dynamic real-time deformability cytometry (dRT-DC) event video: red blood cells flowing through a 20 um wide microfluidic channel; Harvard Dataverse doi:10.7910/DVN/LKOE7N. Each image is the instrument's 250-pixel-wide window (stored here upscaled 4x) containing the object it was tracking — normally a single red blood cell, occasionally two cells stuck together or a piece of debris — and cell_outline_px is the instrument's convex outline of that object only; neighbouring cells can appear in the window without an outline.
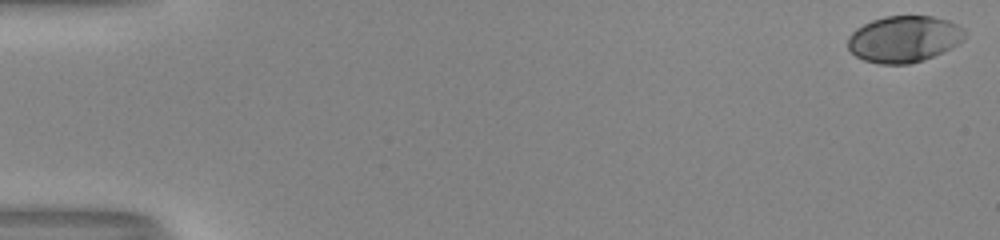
{"species": "human", "species_latin": "Homo sapiens", "temperature_condition": "room temperature", "stored_images_in_passage": 53, "camera_frame_rate_fps": 3000, "um_per_image_px": 0.085, "donor": {"sex": "male"}, "frame": {"image": 1, "passage_image": 1, "time_ms": 0.0, "image_size_px": [1000, 240], "cell_outline_px": [[964, 40], [952, 48], [924, 60], [908, 64], [880, 64], [864, 60], [856, 56], [848, 48], [848, 36], [856, 28], [872, 20], [884, 16], [932, 16], [948, 20], [964, 28]], "centroid_in_image_um": [76.84, 3.32], "position_along_channel_um": 8.2, "area_um2": 31.79}}
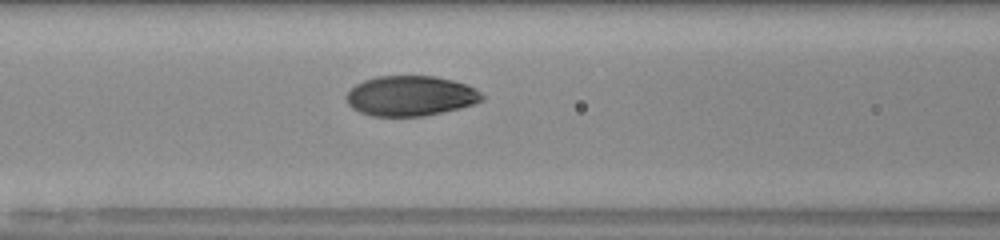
{"frame": {"image": 2, "passage_image": 24, "time_ms": 7.667, "image_size_px": [1000, 240], "cell_outline_px": [[484, 100], [476, 104], [460, 108], [424, 116], [372, 116], [360, 112], [352, 108], [348, 104], [344, 96], [356, 84], [364, 80], [376, 76], [436, 76], [452, 80], [476, 88], [484, 96]], "centroid_in_image_um": [34.9, 8.15], "position_along_channel_um": 131.7, "area_um2": 31.91}}
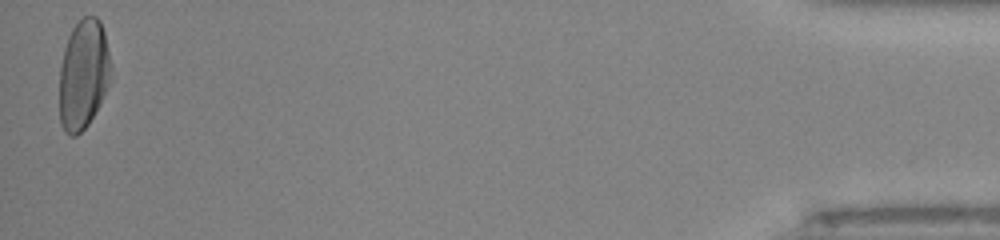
{"frame": {"image": 3, "passage_image": 53, "time_ms": 17.333, "image_size_px": [1000, 240], "cell_outline_px": [[112, 64], [108, 84], [88, 124], [76, 136], [68, 136], [64, 132], [60, 124], [60, 68], [64, 48], [68, 36], [72, 28], [84, 16], [96, 16], [100, 20], [104, 32]], "centroid_in_image_um": [7.07, 6.31], "position_along_channel_um": 428.1, "area_um2": 32.71}, "authors_computed_cell_mechanics": {"area_um2": 31.79, "velocity_mm_per_s": 4.0155, "shape_relaxation_time_tau1_ms": 5.4687, "shape_relaxation_time_tau2_ms": 0.7521, "deformation_change_tau1": 0.2077, "deformation_change_tau2": 0.0415}}